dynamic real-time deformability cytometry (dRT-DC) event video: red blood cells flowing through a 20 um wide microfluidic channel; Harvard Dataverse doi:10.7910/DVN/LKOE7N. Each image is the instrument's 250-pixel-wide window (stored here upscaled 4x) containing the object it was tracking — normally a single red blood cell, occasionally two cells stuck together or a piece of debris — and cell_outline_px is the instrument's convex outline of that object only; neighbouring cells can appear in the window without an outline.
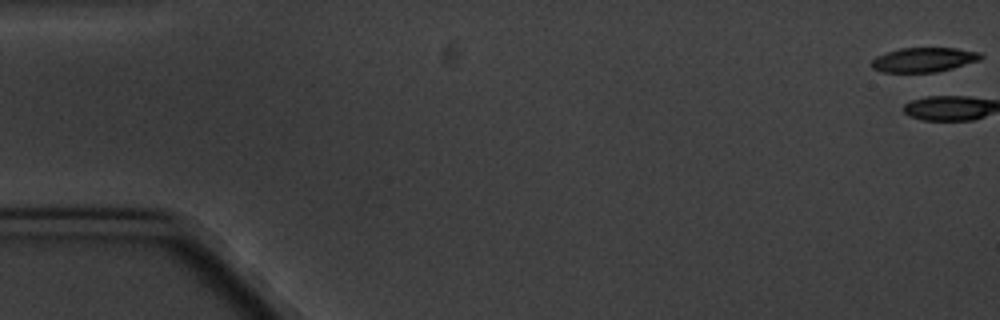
{"species": "common noctule bat (a hibernating species)", "species_latin": "Nyctalus noctula", "temperature_condition": "cold", "stored_images_in_passage": 6, "camera_frame_rate_fps": 3000, "um_per_image_px": 0.085, "animal": {"sex": "male", "body_mass_g": 20.1, "forearm_length_mm": 53.5}, "frame": {"image": 1, "passage_image": 1, "time_ms": 0.0, "image_size_px": [1000, 320], "cell_outline_px": [[984, 56], [980, 60], [952, 68], [936, 72], [880, 72], [872, 68], [872, 60], [876, 56], [884, 52], [900, 48], [956, 48], [980, 52]], "centroid_in_image_um": [78.51, 5.07], "position_along_channel_um": 6.5, "area_um2": 15.66}}
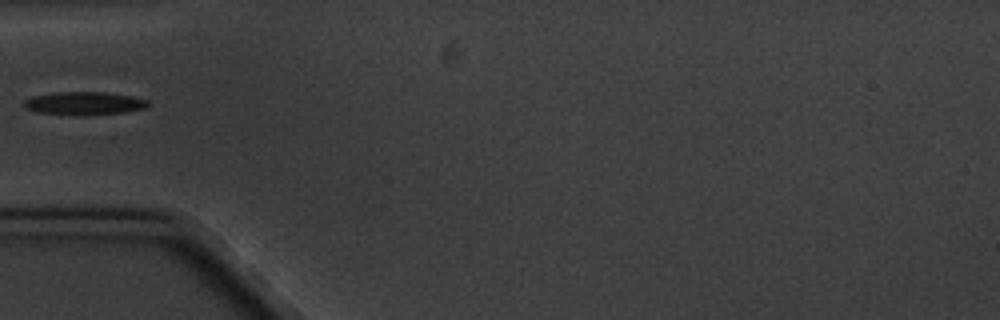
{"frame": {"image": 2, "passage_image": 6, "time_ms": 6.667, "image_size_px": [1000, 320], "cell_outline_px": [[148, 108], [124, 112], [84, 116], [40, 112], [24, 108], [24, 100], [36, 96], [56, 92], [104, 92], [132, 96], [148, 100]], "centroid_in_image_um": [7.2, 8.79], "position_along_channel_um": 77.8, "area_um2": 16.65}}